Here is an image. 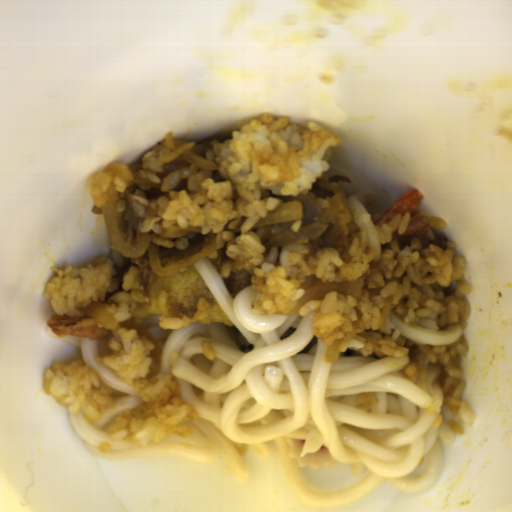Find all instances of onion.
<instances>
[{
	"label": "onion",
	"mask_w": 512,
	"mask_h": 512,
	"mask_svg": "<svg viewBox=\"0 0 512 512\" xmlns=\"http://www.w3.org/2000/svg\"><path fill=\"white\" fill-rule=\"evenodd\" d=\"M329 199L330 205L322 209L317 200L309 195H277L282 201L275 209H269L252 227L263 228L262 246L280 247L301 240L321 237L327 223L337 215L341 223L352 221L351 210L341 185H337Z\"/></svg>",
	"instance_id": "06740285"
},
{
	"label": "onion",
	"mask_w": 512,
	"mask_h": 512,
	"mask_svg": "<svg viewBox=\"0 0 512 512\" xmlns=\"http://www.w3.org/2000/svg\"><path fill=\"white\" fill-rule=\"evenodd\" d=\"M108 195L110 199L100 206L101 215L105 225L109 243L126 258H138L144 255L148 245V259L152 271L157 276L171 275L213 253L216 250L217 237L212 231L201 247L200 252L180 261L163 266L160 259L159 247L150 240V234H142L136 243L128 244L122 236L119 227L118 205L120 195L115 182H111Z\"/></svg>",
	"instance_id": "6bf65262"
},
{
	"label": "onion",
	"mask_w": 512,
	"mask_h": 512,
	"mask_svg": "<svg viewBox=\"0 0 512 512\" xmlns=\"http://www.w3.org/2000/svg\"><path fill=\"white\" fill-rule=\"evenodd\" d=\"M362 282L363 280L356 281H323L318 280L311 286L304 289V293L300 299L297 300L295 306L291 307L288 311H278L274 315H282L288 317L300 316V309L310 301L323 300L325 295L329 292L338 293L339 295L352 296L356 300H361L362 297Z\"/></svg>",
	"instance_id": "55239325"
},
{
	"label": "onion",
	"mask_w": 512,
	"mask_h": 512,
	"mask_svg": "<svg viewBox=\"0 0 512 512\" xmlns=\"http://www.w3.org/2000/svg\"><path fill=\"white\" fill-rule=\"evenodd\" d=\"M80 310L95 321L107 327L112 333L116 343L122 342L118 330L120 325L111 312L99 301H92L87 306L79 307Z\"/></svg>",
	"instance_id": "23ac38db"
},
{
	"label": "onion",
	"mask_w": 512,
	"mask_h": 512,
	"mask_svg": "<svg viewBox=\"0 0 512 512\" xmlns=\"http://www.w3.org/2000/svg\"><path fill=\"white\" fill-rule=\"evenodd\" d=\"M121 326L126 327L128 330L135 329L137 332V336H145L147 339H149L154 346V349L150 351V355L152 356L153 360H155L158 363L160 362L162 355L161 347L146 327L141 326L132 320L122 322Z\"/></svg>",
	"instance_id": "2ce2d468"
},
{
	"label": "onion",
	"mask_w": 512,
	"mask_h": 512,
	"mask_svg": "<svg viewBox=\"0 0 512 512\" xmlns=\"http://www.w3.org/2000/svg\"><path fill=\"white\" fill-rule=\"evenodd\" d=\"M183 160H186L206 171H215L218 169L214 161L207 160L204 157L197 155L189 150L184 153Z\"/></svg>",
	"instance_id": "275d332c"
},
{
	"label": "onion",
	"mask_w": 512,
	"mask_h": 512,
	"mask_svg": "<svg viewBox=\"0 0 512 512\" xmlns=\"http://www.w3.org/2000/svg\"><path fill=\"white\" fill-rule=\"evenodd\" d=\"M394 299L393 296H387L385 298L383 309H382V315H381V321H380V331L386 332L389 330V316L392 309Z\"/></svg>",
	"instance_id": "25a0d678"
},
{
	"label": "onion",
	"mask_w": 512,
	"mask_h": 512,
	"mask_svg": "<svg viewBox=\"0 0 512 512\" xmlns=\"http://www.w3.org/2000/svg\"><path fill=\"white\" fill-rule=\"evenodd\" d=\"M342 346V338L334 339L333 342L327 345L325 350L324 361L335 362L339 358Z\"/></svg>",
	"instance_id": "bf0cefb9"
}]
</instances>
